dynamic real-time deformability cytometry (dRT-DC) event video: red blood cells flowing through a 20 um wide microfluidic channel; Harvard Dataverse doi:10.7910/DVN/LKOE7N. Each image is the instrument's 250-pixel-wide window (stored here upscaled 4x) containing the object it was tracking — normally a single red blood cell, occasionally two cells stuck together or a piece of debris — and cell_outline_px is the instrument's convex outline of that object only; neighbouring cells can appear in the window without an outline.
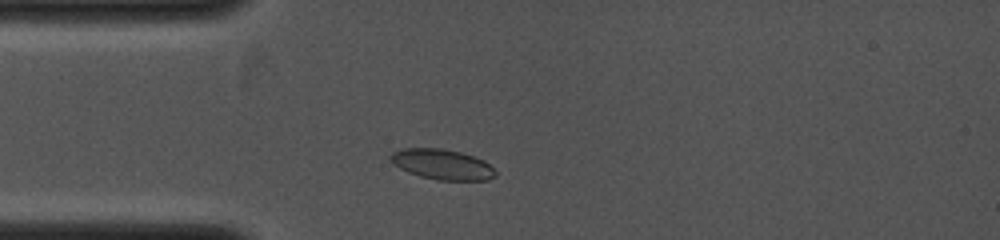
{"species": "common noctule bat (a hibernating species)", "species_latin": "Nyctalus noctula", "temperature_condition": "cold", "stored_images_in_passage": 6, "camera_frame_rate_fps": 4000, "um_per_image_px": 0.085, "animal": {"sex": "female", "body_mass_g": 19.0, "forearm_length_mm": 53.3}, "frame": {"image": 1, "passage_image": 3, "time_ms": 1.0, "image_size_px": [1000, 240], "cell_outline_px": [[496, 176], [488, 180], [440, 180], [420, 176], [408, 172], [392, 164], [388, 156], [392, 152], [404, 148], [440, 148], [460, 152], [484, 160], [496, 172]], "centroid_in_image_um": [37.55, 13.97], "position_along_channel_um": 47.4, "area_um2": 18.5}}
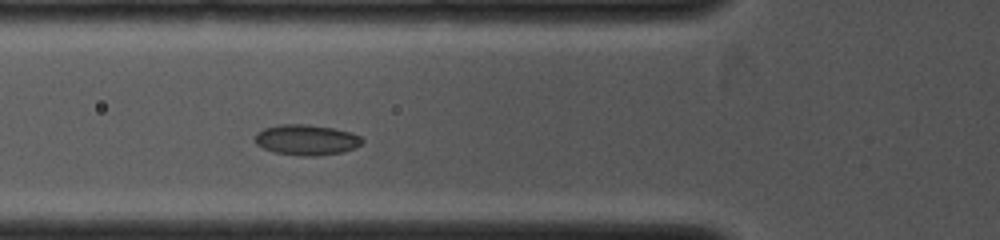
{"frame": {"image": 2, "passage_image": 6, "time_ms": 2.25, "image_size_px": [1000, 240], "cell_outline_px": [[364, 140], [356, 148], [340, 152], [316, 156], [300, 156], [272, 152], [256, 144], [252, 140], [256, 132], [264, 128], [280, 124], [308, 124], [332, 128], [352, 132], [360, 136]], "centroid_in_image_um": [26.01, 11.88], "position_along_channel_um": 99.8, "area_um2": 19.31}}